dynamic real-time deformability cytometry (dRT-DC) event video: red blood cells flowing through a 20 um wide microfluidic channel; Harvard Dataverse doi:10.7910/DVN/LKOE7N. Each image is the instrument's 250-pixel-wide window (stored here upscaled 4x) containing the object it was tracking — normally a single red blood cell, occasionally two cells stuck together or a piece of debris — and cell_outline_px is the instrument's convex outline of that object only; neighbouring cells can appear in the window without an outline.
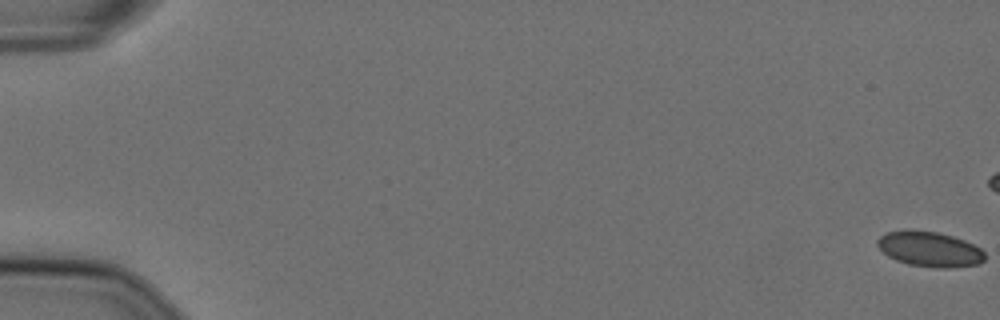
{"species": "Egyptian fruit bat (a non-hibernating species)", "species_latin": "Rousettus aegyptiacus", "temperature_condition": "cold", "stored_images_in_passage": 11, "camera_frame_rate_fps": 3000, "um_per_image_px": 0.085, "animal": {"sex": "female"}, "frame": {"image": 1, "passage_image": 1, "time_ms": 0.0, "image_size_px": [1000, 320], "cell_outline_px": [[984, 260], [980, 264], [948, 268], [936, 268], [908, 264], [896, 260], [888, 256], [876, 244], [876, 240], [880, 236], [888, 232], [936, 232], [952, 236], [964, 240], [980, 248], [984, 252]], "centroid_in_image_um": [79.05, 21.22], "position_along_channel_um": 5.9, "area_um2": 21.44}}